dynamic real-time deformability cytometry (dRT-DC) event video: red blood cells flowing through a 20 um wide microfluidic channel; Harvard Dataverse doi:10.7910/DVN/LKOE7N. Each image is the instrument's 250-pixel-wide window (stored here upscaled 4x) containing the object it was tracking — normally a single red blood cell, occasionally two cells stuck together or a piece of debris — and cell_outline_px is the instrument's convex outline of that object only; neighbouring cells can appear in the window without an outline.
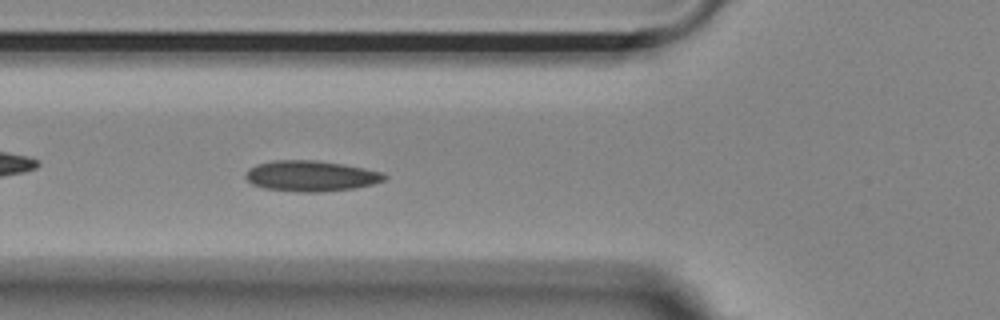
{"species": "Egyptian fruit bat (a non-hibernating species)", "species_latin": "Rousettus aegyptiacus", "temperature_condition": "room temperature", "stored_images_in_passage": 54, "camera_frame_rate_fps": 3000, "um_per_image_px": 0.085, "animal": {"sex": "female"}, "frame": {"image": 1, "passage_image": 18, "time_ms": 5.667, "image_size_px": [1000, 320], "cell_outline_px": [[388, 176], [384, 180], [372, 184], [356, 188], [324, 192], [296, 192], [264, 188], [252, 184], [244, 176], [244, 172], [248, 168], [256, 164], [276, 160], [316, 160], [364, 168], [380, 172]], "centroid_in_image_um": [26.38, 14.96], "position_along_channel_um": 99.4, "area_um2": 24.91}}
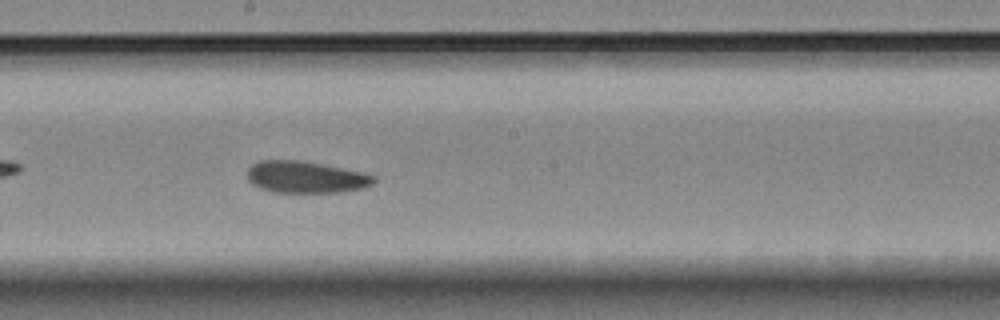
{"frame": {"image": 2, "passage_image": 28, "time_ms": 9.0, "image_size_px": [1000, 320], "cell_outline_px": [[376, 180], [372, 184], [364, 188], [340, 192], [276, 192], [260, 188], [252, 184], [248, 180], [248, 168], [252, 164], [260, 160], [296, 160], [320, 164], [364, 172], [376, 176]], "centroid_in_image_um": [26.0, 15.05], "position_along_channel_um": 222.2, "area_um2": 23.35}}
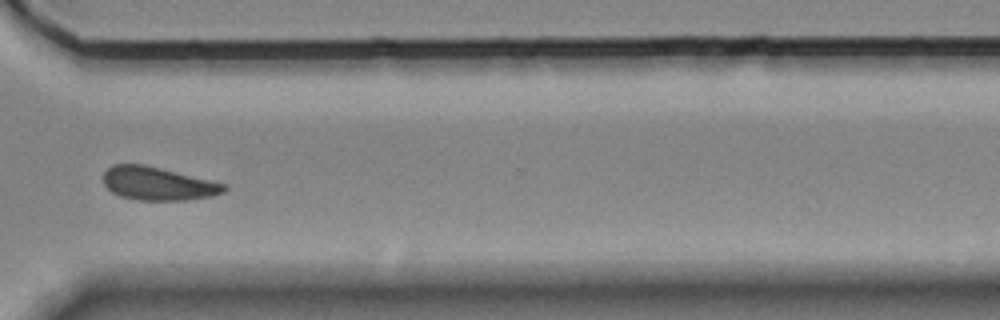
{"frame": {"image": 3, "passage_image": 39, "time_ms": 12.667, "image_size_px": [1000, 320], "cell_outline_px": [[228, 188], [224, 192], [212, 196], [188, 200], [136, 200], [120, 196], [112, 192], [104, 184], [104, 172], [112, 164], [144, 164], [228, 184]], "centroid_in_image_um": [13.45, 15.61], "position_along_channel_um": 357.2, "area_um2": 23.52}, "authors_computed_cell_mechanics": {"area_um2": 23.4957, "velocity_mm_per_s": 3.6744, "shape_relaxation_time_tau1_ms": 10.5526, "shape_relaxation_time_tau2_ms": 3.6437, "deformation_change_tau1": 0.159, "deformation_change_tau2": 0.0934}}